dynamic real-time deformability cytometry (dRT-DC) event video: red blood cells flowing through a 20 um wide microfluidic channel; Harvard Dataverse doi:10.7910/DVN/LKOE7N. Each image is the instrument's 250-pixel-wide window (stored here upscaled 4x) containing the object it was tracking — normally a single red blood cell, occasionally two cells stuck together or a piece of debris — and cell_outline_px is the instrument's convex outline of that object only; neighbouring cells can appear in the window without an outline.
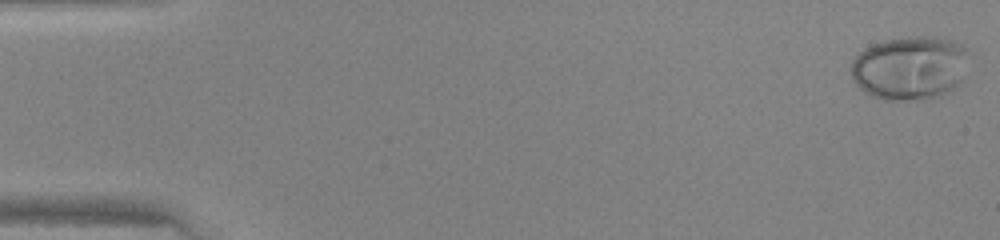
{"species": "human", "species_latin": "Homo sapiens", "temperature_condition": "warm", "stored_images_in_passage": 47, "camera_frame_rate_fps": 3000, "um_per_image_px": 0.085, "donor": {"sex": "female"}, "frame": {"image": 1, "passage_image": 1, "time_ms": 0.0, "image_size_px": [1000, 240], "cell_outline_px": [[968, 52], [960, 84], [948, 92], [940, 96], [928, 100], [884, 100], [872, 96], [864, 92], [852, 80], [852, 60], [864, 48], [872, 44], [884, 40], [924, 36], [952, 40], [964, 44]], "centroid_in_image_um": [77.34, 5.79], "position_along_channel_um": 7.7, "area_um2": 43.99}}
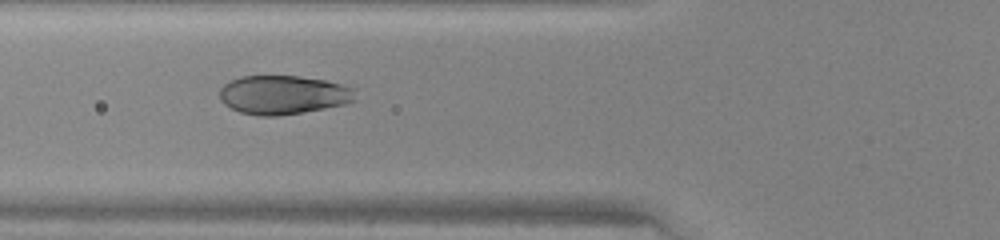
{"frame": {"image": 2, "passage_image": 18, "time_ms": 5.667, "image_size_px": [1000, 240], "cell_outline_px": [[356, 100], [344, 104], [304, 112], [276, 116], [260, 116], [240, 112], [224, 104], [220, 100], [220, 88], [224, 84], [240, 76], [296, 76], [324, 80], [344, 84], [356, 88]], "centroid_in_image_um": [24.1, 8.06], "position_along_channel_um": 101.7, "area_um2": 30.87}}
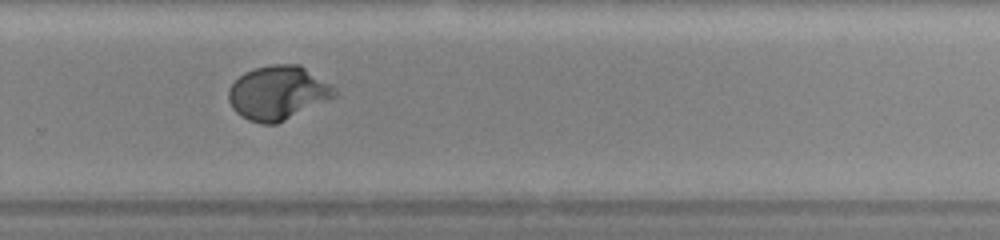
{"frame": {"image": 3, "passage_image": 32, "time_ms": 10.333, "image_size_px": [1000, 240], "cell_outline_px": [[336, 96], [276, 124], [260, 124], [248, 120], [240, 116], [232, 108], [228, 100], [228, 88], [244, 72], [256, 68], [272, 64], [300, 64], [336, 88]], "centroid_in_image_um": [23.59, 7.89], "position_along_channel_um": 306.2, "area_um2": 33.23}}